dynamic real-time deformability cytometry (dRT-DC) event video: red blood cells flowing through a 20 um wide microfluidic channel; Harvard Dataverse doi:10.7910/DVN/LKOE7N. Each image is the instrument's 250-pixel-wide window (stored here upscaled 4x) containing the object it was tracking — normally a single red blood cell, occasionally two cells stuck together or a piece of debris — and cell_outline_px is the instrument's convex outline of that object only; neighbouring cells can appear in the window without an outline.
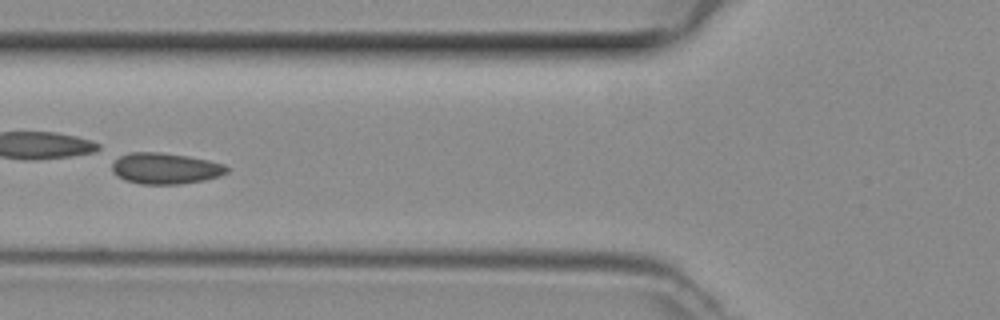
{"species": "common noctule bat (a hibernating species)", "species_latin": "Nyctalus noctula", "temperature_condition": "room temperature", "stored_images_in_passage": 42, "camera_frame_rate_fps": 3000, "um_per_image_px": 0.085, "animal": {"sex": "female", "body_mass_g": 29.2, "forearm_length_mm": 56.3}, "frame": {"image": 1, "passage_image": 19, "time_ms": 6.0, "image_size_px": [1000, 320], "cell_outline_px": [[228, 172], [220, 176], [204, 180], [180, 184], [140, 184], [124, 180], [116, 176], [112, 172], [112, 164], [120, 156], [128, 152], [160, 152], [188, 156], [208, 160], [224, 164], [228, 168]], "centroid_in_image_um": [14.04, 14.32], "position_along_channel_um": 111.8, "area_um2": 20.92}}